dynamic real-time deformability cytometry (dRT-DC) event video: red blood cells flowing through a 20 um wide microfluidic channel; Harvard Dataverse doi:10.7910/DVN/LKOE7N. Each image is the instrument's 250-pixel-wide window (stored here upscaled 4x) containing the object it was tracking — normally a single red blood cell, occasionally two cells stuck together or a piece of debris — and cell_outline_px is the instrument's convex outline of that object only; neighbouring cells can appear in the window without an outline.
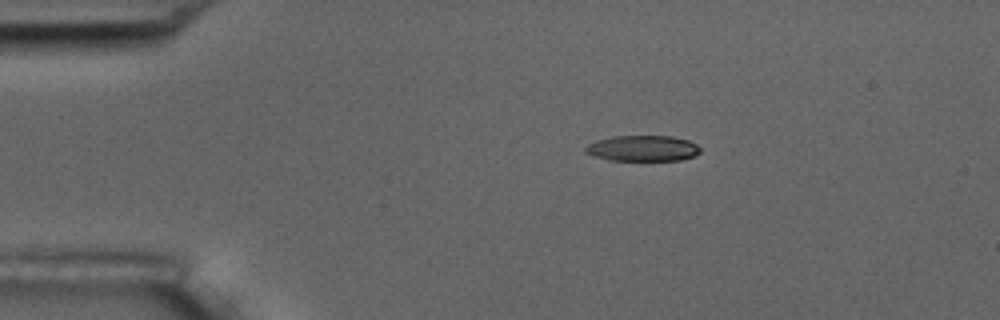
{"species": "common noctule bat (a hibernating species)", "species_latin": "Nyctalus noctula", "temperature_condition": "room temperature", "stored_images_in_passage": 14, "camera_frame_rate_fps": 3000, "um_per_image_px": 0.085, "animal": {"sex": "male", "body_mass_g": 17.5, "forearm_length_mm": 52.3}, "frame": {"image": 1, "passage_image": 1, "time_ms": 0.0, "image_size_px": [1000, 320], "cell_outline_px": [[700, 152], [696, 156], [680, 160], [608, 160], [584, 152], [584, 148], [588, 144], [596, 140], [612, 136], [672, 136], [688, 140], [696, 144], [700, 148]], "centroid_in_image_um": [54.64, 12.6], "position_along_channel_um": 30.4, "area_um2": 17.28}}
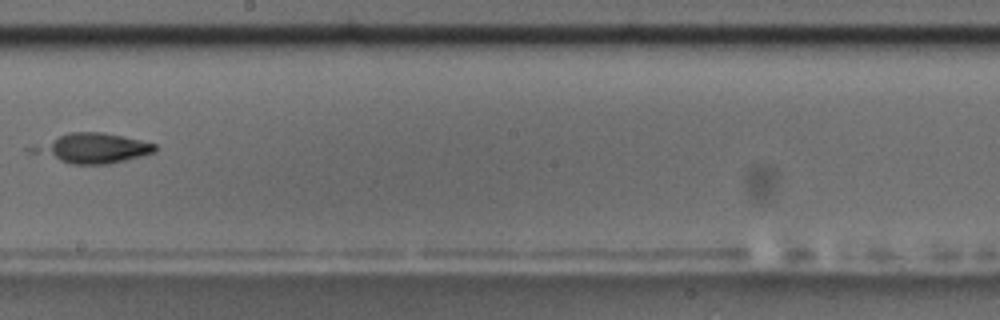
{"frame": {"image": 2, "passage_image": 7, "time_ms": 7.333, "image_size_px": [1000, 320], "cell_outline_px": [[156, 152], [108, 164], [72, 164], [28, 152], [24, 148], [68, 132], [104, 132], [140, 140], [156, 144]], "centroid_in_image_um": [7.79, 12.59], "position_along_channel_um": 240.4, "area_um2": 21.39}}
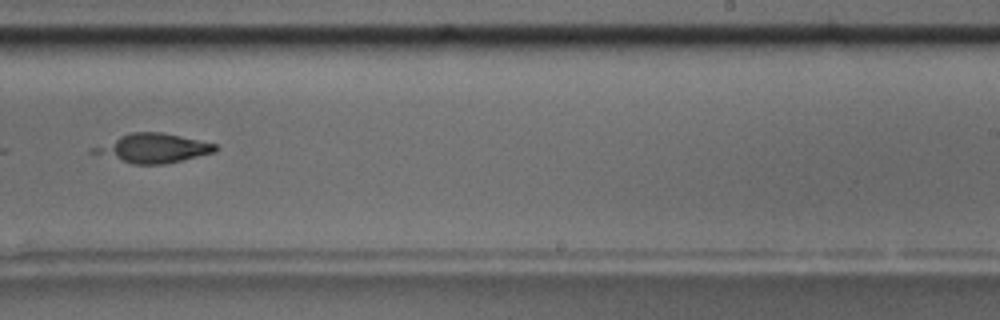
{"frame": {"image": 3, "passage_image": 8, "time_ms": 8.333, "image_size_px": [1000, 320], "cell_outline_px": [[216, 152], [164, 164], [132, 164], [88, 152], [88, 148], [120, 136], [132, 132], [164, 132], [216, 144]], "centroid_in_image_um": [12.95, 12.6], "position_along_channel_um": 276.1, "area_um2": 20.69}, "authors_computed_cell_mechanics": {"area_um2": 20.3456, "velocity_mm_per_s": 3.5775, "shape_relaxation_time_tau1_ms": 1.8665, "shape_relaxation_time_tau2_ms": null, "deformation_change_tau1": 0.0894, "deformation_change_tau2": null}}